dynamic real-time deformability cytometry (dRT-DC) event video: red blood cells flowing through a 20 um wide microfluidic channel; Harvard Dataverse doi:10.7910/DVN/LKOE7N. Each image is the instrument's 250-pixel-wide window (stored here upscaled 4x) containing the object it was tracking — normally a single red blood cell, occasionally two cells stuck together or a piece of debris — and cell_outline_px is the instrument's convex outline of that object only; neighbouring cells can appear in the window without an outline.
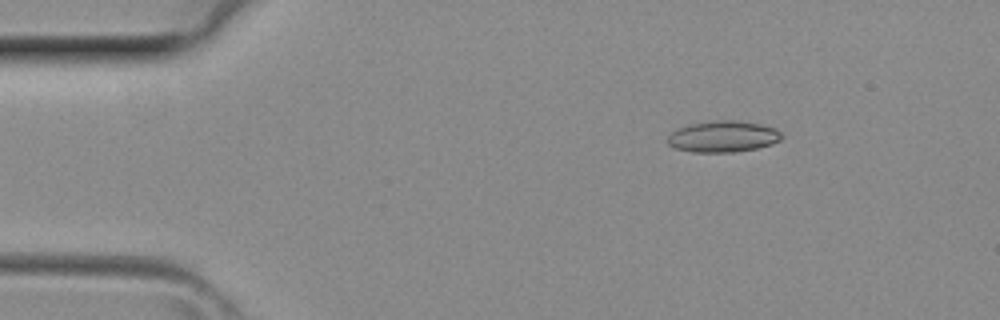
{"species": "common noctule bat (a hibernating species)", "species_latin": "Nyctalus noctula", "temperature_condition": "room temperature", "stored_images_in_passage": 36, "camera_frame_rate_fps": 3000, "um_per_image_px": 0.085, "animal": {"sex": "female", "body_mass_g": 29.2, "forearm_length_mm": 56.3}, "frame": {"image": 1, "passage_image": 2, "time_ms": 0.333, "image_size_px": [1000, 320], "cell_outline_px": [[784, 136], [780, 140], [772, 144], [756, 148], [736, 152], [692, 152], [676, 148], [668, 144], [668, 136], [672, 132], [688, 124], [716, 120], [736, 120], [760, 124], [776, 128]], "centroid_in_image_um": [61.49, 11.6], "position_along_channel_um": 23.5, "area_um2": 20.81}}
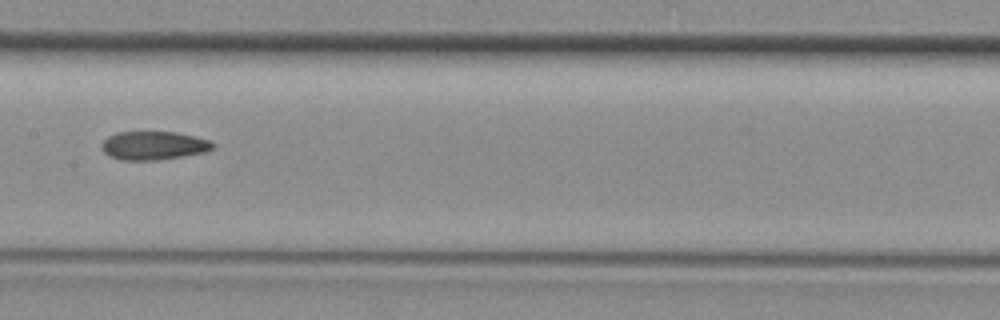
{"frame": {"image": 2, "passage_image": 16, "time_ms": 5.0, "image_size_px": [1000, 320], "cell_outline_px": [[216, 144], [212, 148], [204, 152], [156, 160], [124, 160], [112, 156], [104, 152], [104, 140], [108, 136], [116, 132], [176, 132], [212, 140]], "centroid_in_image_um": [13.11, 12.35], "position_along_channel_um": 194.3, "area_um2": 18.15}}
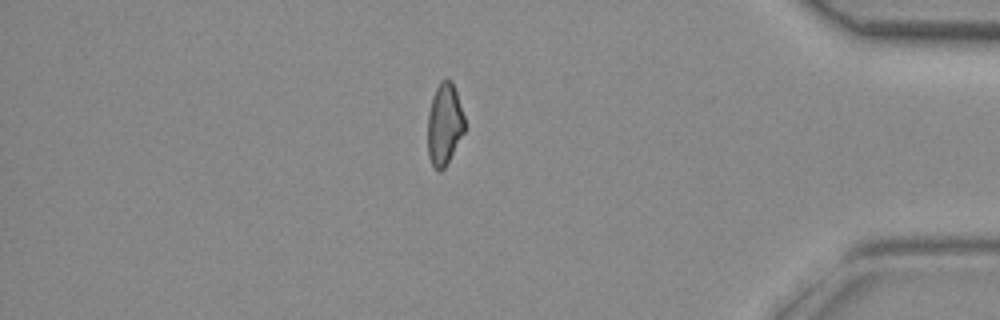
{"frame": {"image": 3, "passage_image": 30, "time_ms": 9.667, "image_size_px": [1000, 320], "cell_outline_px": [[464, 132], [444, 168], [440, 172], [432, 164], [428, 156], [428, 112], [432, 96], [440, 80], [448, 76], [452, 80], [464, 116]], "centroid_in_image_um": [37.76, 10.5], "position_along_channel_um": 397.4, "area_um2": 17.57}}